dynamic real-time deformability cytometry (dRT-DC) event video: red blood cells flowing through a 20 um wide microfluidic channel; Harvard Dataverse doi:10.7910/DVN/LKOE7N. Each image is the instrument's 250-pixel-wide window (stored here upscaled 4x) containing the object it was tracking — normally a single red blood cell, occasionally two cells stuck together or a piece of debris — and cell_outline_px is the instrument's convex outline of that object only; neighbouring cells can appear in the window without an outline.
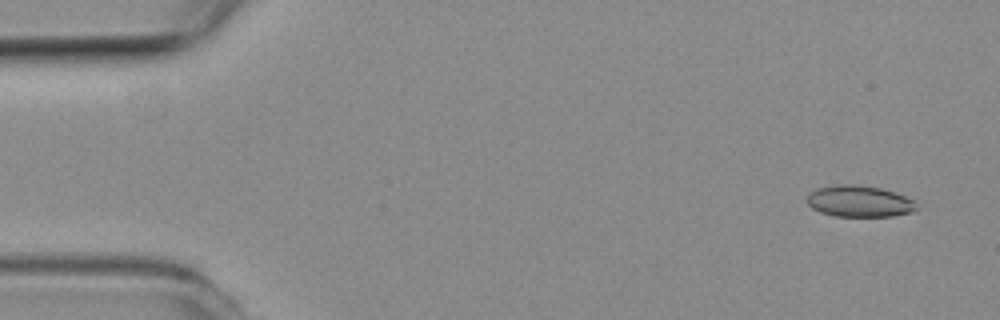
{"species": "common noctule bat (a hibernating species)", "species_latin": "Nyctalus noctula", "temperature_condition": "room temperature", "stored_images_in_passage": 18, "camera_frame_rate_fps": 3000, "um_per_image_px": 0.085, "animal": {"sex": "female", "body_mass_g": 19.3, "forearm_length_mm": 54.1}, "frame": {"image": 1, "passage_image": 3, "time_ms": 0.667, "image_size_px": [1000, 320], "cell_outline_px": [[916, 208], [912, 212], [892, 216], [836, 216], [820, 212], [812, 208], [804, 200], [816, 188], [840, 184], [852, 184], [880, 188], [916, 200]], "centroid_in_image_um": [73.02, 17.11], "position_along_channel_um": 12.0, "area_um2": 19.94}}